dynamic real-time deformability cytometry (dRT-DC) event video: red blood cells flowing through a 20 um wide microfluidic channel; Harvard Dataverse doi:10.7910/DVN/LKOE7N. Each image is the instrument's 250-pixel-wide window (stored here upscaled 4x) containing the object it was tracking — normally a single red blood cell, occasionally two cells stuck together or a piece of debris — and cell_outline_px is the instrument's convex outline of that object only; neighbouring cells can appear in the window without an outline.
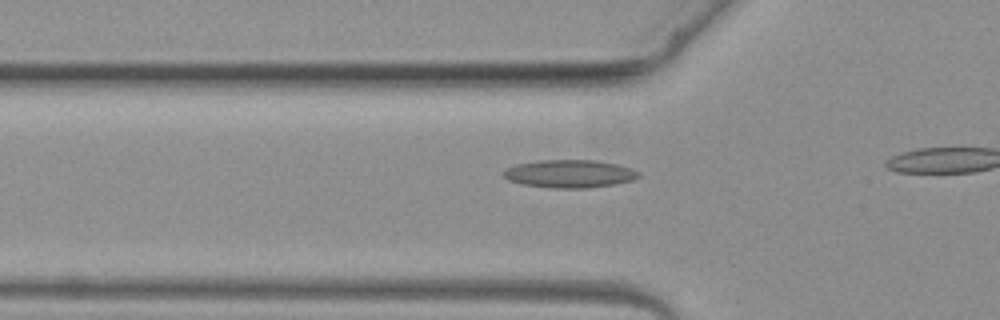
{"species": "common noctule bat (a hibernating species)", "species_latin": "Nyctalus noctula", "temperature_condition": "warm", "stored_images_in_passage": 4, "segment_of_instrument_passage": [2, 2], "camera_frame_rate_fps": 3000, "um_per_image_px": 0.085, "animal": {"sex": "female", "body_mass_g": 19.3, "forearm_length_mm": 54.1}, "frame": {"image": 1, "passage_image": 4, "time_ms": 3.333, "image_size_px": [1000, 320], "cell_outline_px": [[640, 176], [632, 180], [616, 184], [588, 188], [556, 188], [524, 184], [508, 180], [504, 176], [504, 172], [508, 168], [516, 164], [540, 160], [596, 160], [616, 164], [632, 168], [640, 172]], "centroid_in_image_um": [48.46, 14.76], "position_along_channel_um": 77.3, "area_um2": 21.85}}